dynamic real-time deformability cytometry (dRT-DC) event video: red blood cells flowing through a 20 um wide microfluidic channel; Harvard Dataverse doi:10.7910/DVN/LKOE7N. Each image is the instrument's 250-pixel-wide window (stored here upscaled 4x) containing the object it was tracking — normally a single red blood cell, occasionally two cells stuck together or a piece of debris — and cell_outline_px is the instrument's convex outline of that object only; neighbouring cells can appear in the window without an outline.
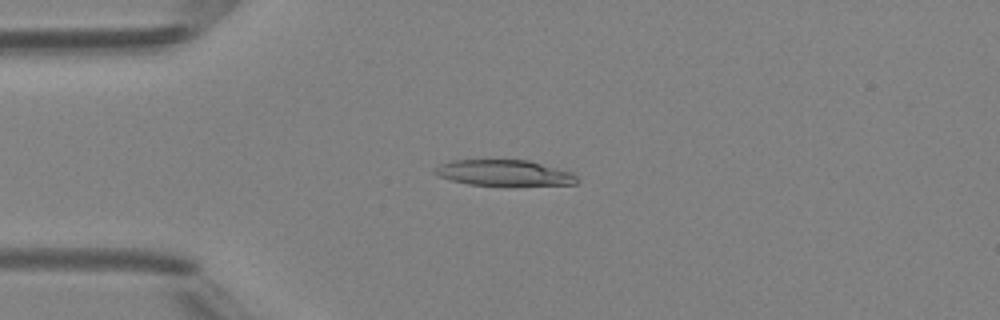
{"species": "Egyptian fruit bat (a non-hibernating species)", "species_latin": "Rousettus aegyptiacus", "temperature_condition": "room temperature", "stored_images_in_passage": 5, "camera_frame_rate_fps": 3000, "um_per_image_px": 0.085, "animal": {"sex": "female"}, "frame": {"image": 1, "passage_image": 3, "time_ms": 2.333, "image_size_px": [1000, 320], "cell_outline_px": [[580, 180], [576, 184], [468, 184], [452, 180], [440, 176], [432, 172], [432, 168], [440, 164], [452, 160], [528, 160], [572, 172]], "centroid_in_image_um": [42.81, 14.67], "position_along_channel_um": 42.2, "area_um2": 20.92}}
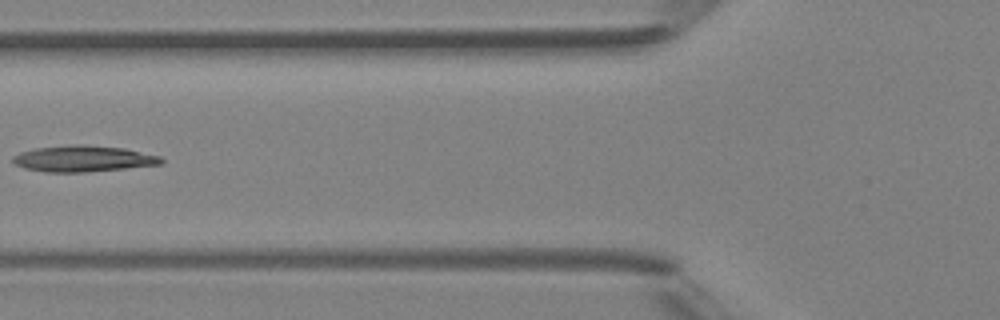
{"frame": {"image": 2, "passage_image": 5, "time_ms": 4.667, "image_size_px": [1000, 320], "cell_outline_px": [[164, 164], [84, 172], [44, 172], [24, 168], [16, 164], [12, 160], [12, 156], [20, 152], [36, 148], [72, 144], [76, 144], [124, 148], [160, 156], [164, 160]], "centroid_in_image_um": [7.07, 13.49], "position_along_channel_um": 118.7, "area_um2": 22.54}}